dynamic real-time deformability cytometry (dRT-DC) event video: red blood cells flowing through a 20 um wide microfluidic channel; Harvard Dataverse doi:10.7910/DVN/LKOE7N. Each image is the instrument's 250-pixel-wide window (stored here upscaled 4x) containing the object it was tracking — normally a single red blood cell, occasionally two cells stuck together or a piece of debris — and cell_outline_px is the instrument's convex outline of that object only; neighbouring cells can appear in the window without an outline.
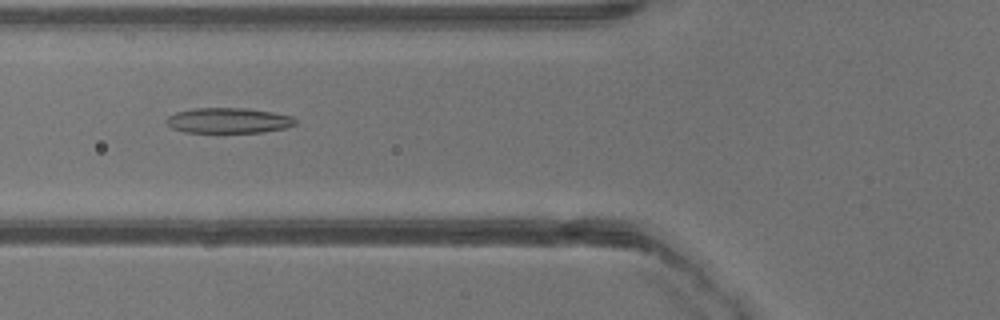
{"species": "common noctule bat (a hibernating species)", "species_latin": "Nyctalus noctula", "temperature_condition": "warm", "stored_images_in_passage": 38, "camera_frame_rate_fps": 3000, "um_per_image_px": 0.085, "animal": {"sex": "male", "body_mass_g": 13.3}, "frame": {"image": 1, "passage_image": 14, "time_ms": 4.333, "image_size_px": [1000, 320], "cell_outline_px": [[296, 124], [288, 128], [264, 132], [184, 132], [172, 128], [164, 120], [168, 116], [176, 112], [192, 108], [244, 108], [272, 112], [292, 116], [296, 120]], "centroid_in_image_um": [19.42, 10.24], "position_along_channel_um": 106.4, "area_um2": 19.13}}
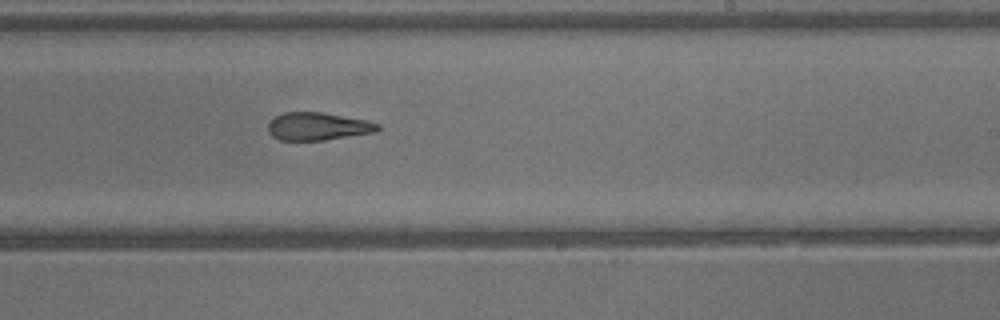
{"frame": {"image": 2, "passage_image": 23, "time_ms": 7.333, "image_size_px": [1000, 320], "cell_outline_px": [[380, 128], [376, 132], [324, 140], [280, 140], [272, 136], [268, 132], [268, 124], [276, 116], [284, 112], [324, 112], [368, 120], [380, 124]], "centroid_in_image_um": [27.04, 10.73], "position_along_channel_um": 262.0, "area_um2": 17.86}}
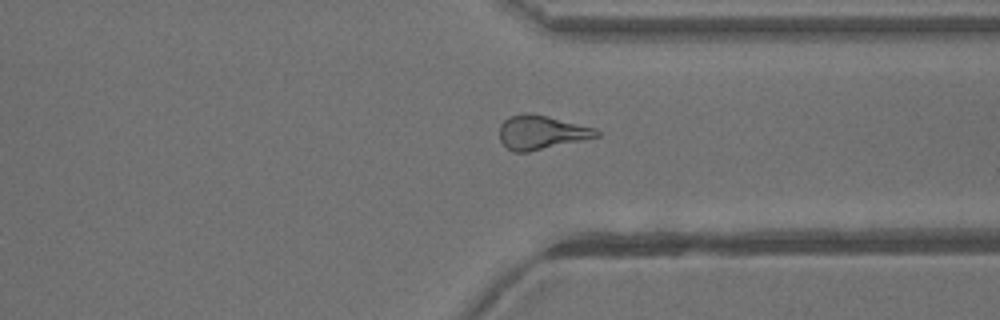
{"frame": {"image": 3, "passage_image": 29, "time_ms": 9.333, "image_size_px": [1000, 320], "cell_outline_px": [[600, 136], [528, 152], [512, 152], [500, 140], [500, 124], [508, 116], [524, 112], [548, 116], [596, 128], [600, 132]], "centroid_in_image_um": [46.0, 11.24], "position_along_channel_um": 365.4, "area_um2": 19.19}}